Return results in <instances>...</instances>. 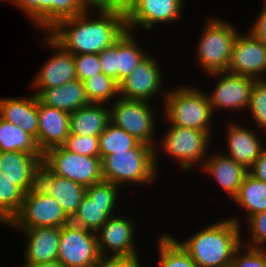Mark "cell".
<instances>
[{
	"mask_svg": "<svg viewBox=\"0 0 266 267\" xmlns=\"http://www.w3.org/2000/svg\"><path fill=\"white\" fill-rule=\"evenodd\" d=\"M229 22L210 19L196 47L198 60L207 74L227 71L238 32Z\"/></svg>",
	"mask_w": 266,
	"mask_h": 267,
	"instance_id": "5b68a950",
	"label": "cell"
},
{
	"mask_svg": "<svg viewBox=\"0 0 266 267\" xmlns=\"http://www.w3.org/2000/svg\"><path fill=\"white\" fill-rule=\"evenodd\" d=\"M184 0H138L125 15L126 29L134 27L151 29L157 23H170L179 20Z\"/></svg>",
	"mask_w": 266,
	"mask_h": 267,
	"instance_id": "2e32d148",
	"label": "cell"
},
{
	"mask_svg": "<svg viewBox=\"0 0 266 267\" xmlns=\"http://www.w3.org/2000/svg\"><path fill=\"white\" fill-rule=\"evenodd\" d=\"M164 95V115L171 125L210 131L213 111L207 94L196 87H177Z\"/></svg>",
	"mask_w": 266,
	"mask_h": 267,
	"instance_id": "277c9868",
	"label": "cell"
},
{
	"mask_svg": "<svg viewBox=\"0 0 266 267\" xmlns=\"http://www.w3.org/2000/svg\"><path fill=\"white\" fill-rule=\"evenodd\" d=\"M25 193L0 172V223L7 226L19 212Z\"/></svg>",
	"mask_w": 266,
	"mask_h": 267,
	"instance_id": "1f68e13d",
	"label": "cell"
},
{
	"mask_svg": "<svg viewBox=\"0 0 266 267\" xmlns=\"http://www.w3.org/2000/svg\"><path fill=\"white\" fill-rule=\"evenodd\" d=\"M245 250L246 252L240 255V251ZM232 265L234 267H266V248H254L245 246V243L242 244L236 249Z\"/></svg>",
	"mask_w": 266,
	"mask_h": 267,
	"instance_id": "8d00e7d4",
	"label": "cell"
},
{
	"mask_svg": "<svg viewBox=\"0 0 266 267\" xmlns=\"http://www.w3.org/2000/svg\"><path fill=\"white\" fill-rule=\"evenodd\" d=\"M100 158L121 151H129L135 148L140 141L128 134L124 129L116 126L111 121L106 129L99 135Z\"/></svg>",
	"mask_w": 266,
	"mask_h": 267,
	"instance_id": "f546056e",
	"label": "cell"
},
{
	"mask_svg": "<svg viewBox=\"0 0 266 267\" xmlns=\"http://www.w3.org/2000/svg\"><path fill=\"white\" fill-rule=\"evenodd\" d=\"M248 173L254 178L266 182V148L248 169Z\"/></svg>",
	"mask_w": 266,
	"mask_h": 267,
	"instance_id": "7bdbcfd3",
	"label": "cell"
},
{
	"mask_svg": "<svg viewBox=\"0 0 266 267\" xmlns=\"http://www.w3.org/2000/svg\"><path fill=\"white\" fill-rule=\"evenodd\" d=\"M34 94L40 103L68 113H73L91 104L87 98L83 82L78 79L59 87L37 89Z\"/></svg>",
	"mask_w": 266,
	"mask_h": 267,
	"instance_id": "cb8c5ba5",
	"label": "cell"
},
{
	"mask_svg": "<svg viewBox=\"0 0 266 267\" xmlns=\"http://www.w3.org/2000/svg\"><path fill=\"white\" fill-rule=\"evenodd\" d=\"M266 71V44L254 37L249 31L246 35H237L227 72L245 75L255 80Z\"/></svg>",
	"mask_w": 266,
	"mask_h": 267,
	"instance_id": "5bb4252c",
	"label": "cell"
},
{
	"mask_svg": "<svg viewBox=\"0 0 266 267\" xmlns=\"http://www.w3.org/2000/svg\"><path fill=\"white\" fill-rule=\"evenodd\" d=\"M53 2L56 0H15L14 5L47 33L53 28Z\"/></svg>",
	"mask_w": 266,
	"mask_h": 267,
	"instance_id": "836d02e7",
	"label": "cell"
},
{
	"mask_svg": "<svg viewBox=\"0 0 266 267\" xmlns=\"http://www.w3.org/2000/svg\"><path fill=\"white\" fill-rule=\"evenodd\" d=\"M104 105L91 103L70 113V134L99 136L111 121L110 108Z\"/></svg>",
	"mask_w": 266,
	"mask_h": 267,
	"instance_id": "484cf974",
	"label": "cell"
},
{
	"mask_svg": "<svg viewBox=\"0 0 266 267\" xmlns=\"http://www.w3.org/2000/svg\"><path fill=\"white\" fill-rule=\"evenodd\" d=\"M266 1V0H265ZM249 32L266 44V2L261 14L257 18L255 24L251 26Z\"/></svg>",
	"mask_w": 266,
	"mask_h": 267,
	"instance_id": "ee69618b",
	"label": "cell"
},
{
	"mask_svg": "<svg viewBox=\"0 0 266 267\" xmlns=\"http://www.w3.org/2000/svg\"><path fill=\"white\" fill-rule=\"evenodd\" d=\"M90 103L106 104L111 98L119 97V84L102 72L83 81Z\"/></svg>",
	"mask_w": 266,
	"mask_h": 267,
	"instance_id": "d6a6232c",
	"label": "cell"
},
{
	"mask_svg": "<svg viewBox=\"0 0 266 267\" xmlns=\"http://www.w3.org/2000/svg\"><path fill=\"white\" fill-rule=\"evenodd\" d=\"M155 148L140 142L129 151L115 152L102 159L103 180L122 184L151 183L156 177Z\"/></svg>",
	"mask_w": 266,
	"mask_h": 267,
	"instance_id": "3957f363",
	"label": "cell"
},
{
	"mask_svg": "<svg viewBox=\"0 0 266 267\" xmlns=\"http://www.w3.org/2000/svg\"><path fill=\"white\" fill-rule=\"evenodd\" d=\"M162 141V148L178 161L182 170L188 171L194 163H204L212 132L171 125ZM207 150V151H206ZM205 158V159H204ZM202 161V162H200Z\"/></svg>",
	"mask_w": 266,
	"mask_h": 267,
	"instance_id": "30bf717a",
	"label": "cell"
},
{
	"mask_svg": "<svg viewBox=\"0 0 266 267\" xmlns=\"http://www.w3.org/2000/svg\"><path fill=\"white\" fill-rule=\"evenodd\" d=\"M158 239L159 267H198L174 237L163 234Z\"/></svg>",
	"mask_w": 266,
	"mask_h": 267,
	"instance_id": "4dcf8cb0",
	"label": "cell"
},
{
	"mask_svg": "<svg viewBox=\"0 0 266 267\" xmlns=\"http://www.w3.org/2000/svg\"><path fill=\"white\" fill-rule=\"evenodd\" d=\"M81 0H56L53 2V27L65 18L86 12Z\"/></svg>",
	"mask_w": 266,
	"mask_h": 267,
	"instance_id": "ab89813d",
	"label": "cell"
},
{
	"mask_svg": "<svg viewBox=\"0 0 266 267\" xmlns=\"http://www.w3.org/2000/svg\"><path fill=\"white\" fill-rule=\"evenodd\" d=\"M70 222L59 202L37 185L24 195L19 212L7 225L15 229L61 228Z\"/></svg>",
	"mask_w": 266,
	"mask_h": 267,
	"instance_id": "8992f818",
	"label": "cell"
},
{
	"mask_svg": "<svg viewBox=\"0 0 266 267\" xmlns=\"http://www.w3.org/2000/svg\"><path fill=\"white\" fill-rule=\"evenodd\" d=\"M101 259L96 232L71 222L60 228L57 260L65 267H93Z\"/></svg>",
	"mask_w": 266,
	"mask_h": 267,
	"instance_id": "8fae6325",
	"label": "cell"
},
{
	"mask_svg": "<svg viewBox=\"0 0 266 267\" xmlns=\"http://www.w3.org/2000/svg\"><path fill=\"white\" fill-rule=\"evenodd\" d=\"M73 57L77 79L81 82L102 72L99 54H78Z\"/></svg>",
	"mask_w": 266,
	"mask_h": 267,
	"instance_id": "74e56055",
	"label": "cell"
},
{
	"mask_svg": "<svg viewBox=\"0 0 266 267\" xmlns=\"http://www.w3.org/2000/svg\"><path fill=\"white\" fill-rule=\"evenodd\" d=\"M209 157L202 164V170L216 179L217 183L233 199L238 193L239 187L245 175L248 173V169L221 152Z\"/></svg>",
	"mask_w": 266,
	"mask_h": 267,
	"instance_id": "603a6c76",
	"label": "cell"
},
{
	"mask_svg": "<svg viewBox=\"0 0 266 267\" xmlns=\"http://www.w3.org/2000/svg\"><path fill=\"white\" fill-rule=\"evenodd\" d=\"M120 186L102 180L86 188L81 204L71 223L93 232H97L108 217L114 216ZM113 213V214H112Z\"/></svg>",
	"mask_w": 266,
	"mask_h": 267,
	"instance_id": "9c48e42d",
	"label": "cell"
},
{
	"mask_svg": "<svg viewBox=\"0 0 266 267\" xmlns=\"http://www.w3.org/2000/svg\"><path fill=\"white\" fill-rule=\"evenodd\" d=\"M22 230L27 244L24 252L25 264L52 262L58 258L60 228L37 227Z\"/></svg>",
	"mask_w": 266,
	"mask_h": 267,
	"instance_id": "44dd1931",
	"label": "cell"
},
{
	"mask_svg": "<svg viewBox=\"0 0 266 267\" xmlns=\"http://www.w3.org/2000/svg\"><path fill=\"white\" fill-rule=\"evenodd\" d=\"M4 1V0H3ZM6 1V0H5ZM9 2H12V4L15 2V0H7Z\"/></svg>",
	"mask_w": 266,
	"mask_h": 267,
	"instance_id": "c3c4849f",
	"label": "cell"
},
{
	"mask_svg": "<svg viewBox=\"0 0 266 267\" xmlns=\"http://www.w3.org/2000/svg\"><path fill=\"white\" fill-rule=\"evenodd\" d=\"M42 158V153L0 151V172L26 194L38 185Z\"/></svg>",
	"mask_w": 266,
	"mask_h": 267,
	"instance_id": "e0dca14e",
	"label": "cell"
},
{
	"mask_svg": "<svg viewBox=\"0 0 266 267\" xmlns=\"http://www.w3.org/2000/svg\"><path fill=\"white\" fill-rule=\"evenodd\" d=\"M37 146L42 154L63 146L70 134V113L42 104L38 100Z\"/></svg>",
	"mask_w": 266,
	"mask_h": 267,
	"instance_id": "d6986e66",
	"label": "cell"
},
{
	"mask_svg": "<svg viewBox=\"0 0 266 267\" xmlns=\"http://www.w3.org/2000/svg\"><path fill=\"white\" fill-rule=\"evenodd\" d=\"M27 98H0V118L20 126L37 143L38 98L33 93Z\"/></svg>",
	"mask_w": 266,
	"mask_h": 267,
	"instance_id": "7402d4cb",
	"label": "cell"
},
{
	"mask_svg": "<svg viewBox=\"0 0 266 267\" xmlns=\"http://www.w3.org/2000/svg\"><path fill=\"white\" fill-rule=\"evenodd\" d=\"M134 220L124 216H111L96 232L99 252L102 258L139 257L134 241ZM100 236V237H98ZM108 249V250H107ZM107 250V251H106ZM109 251L112 255H109ZM108 253V254H107Z\"/></svg>",
	"mask_w": 266,
	"mask_h": 267,
	"instance_id": "7c38bea8",
	"label": "cell"
},
{
	"mask_svg": "<svg viewBox=\"0 0 266 267\" xmlns=\"http://www.w3.org/2000/svg\"><path fill=\"white\" fill-rule=\"evenodd\" d=\"M63 146L67 150L82 156L100 157L99 136L69 134Z\"/></svg>",
	"mask_w": 266,
	"mask_h": 267,
	"instance_id": "d590c367",
	"label": "cell"
},
{
	"mask_svg": "<svg viewBox=\"0 0 266 267\" xmlns=\"http://www.w3.org/2000/svg\"><path fill=\"white\" fill-rule=\"evenodd\" d=\"M93 267H141L139 257L136 258H102Z\"/></svg>",
	"mask_w": 266,
	"mask_h": 267,
	"instance_id": "b9f144b4",
	"label": "cell"
},
{
	"mask_svg": "<svg viewBox=\"0 0 266 267\" xmlns=\"http://www.w3.org/2000/svg\"><path fill=\"white\" fill-rule=\"evenodd\" d=\"M256 122V126L266 130V80H255L247 108Z\"/></svg>",
	"mask_w": 266,
	"mask_h": 267,
	"instance_id": "e575fe53",
	"label": "cell"
},
{
	"mask_svg": "<svg viewBox=\"0 0 266 267\" xmlns=\"http://www.w3.org/2000/svg\"><path fill=\"white\" fill-rule=\"evenodd\" d=\"M235 217L215 222L183 242L177 241L198 267L232 265L236 249L242 244L241 225Z\"/></svg>",
	"mask_w": 266,
	"mask_h": 267,
	"instance_id": "7a4b0ae2",
	"label": "cell"
},
{
	"mask_svg": "<svg viewBox=\"0 0 266 267\" xmlns=\"http://www.w3.org/2000/svg\"><path fill=\"white\" fill-rule=\"evenodd\" d=\"M148 55L124 80L119 83V97L149 101L161 92L162 72L156 60Z\"/></svg>",
	"mask_w": 266,
	"mask_h": 267,
	"instance_id": "9a60e30c",
	"label": "cell"
},
{
	"mask_svg": "<svg viewBox=\"0 0 266 267\" xmlns=\"http://www.w3.org/2000/svg\"><path fill=\"white\" fill-rule=\"evenodd\" d=\"M22 267H65L60 261L55 260L52 262H46L41 264L23 265Z\"/></svg>",
	"mask_w": 266,
	"mask_h": 267,
	"instance_id": "7dc6e473",
	"label": "cell"
},
{
	"mask_svg": "<svg viewBox=\"0 0 266 267\" xmlns=\"http://www.w3.org/2000/svg\"><path fill=\"white\" fill-rule=\"evenodd\" d=\"M0 151H23L26 153H41L36 140L27 134L20 126L0 118Z\"/></svg>",
	"mask_w": 266,
	"mask_h": 267,
	"instance_id": "f1b7e54d",
	"label": "cell"
},
{
	"mask_svg": "<svg viewBox=\"0 0 266 267\" xmlns=\"http://www.w3.org/2000/svg\"><path fill=\"white\" fill-rule=\"evenodd\" d=\"M38 185L55 198L65 214L72 219L86 194V187L70 179L52 174L43 164Z\"/></svg>",
	"mask_w": 266,
	"mask_h": 267,
	"instance_id": "ffe728a7",
	"label": "cell"
},
{
	"mask_svg": "<svg viewBox=\"0 0 266 267\" xmlns=\"http://www.w3.org/2000/svg\"><path fill=\"white\" fill-rule=\"evenodd\" d=\"M110 119L113 124L124 129L128 134L138 141L146 143L155 148V165L157 169V155L154 131L155 109L151 108L149 102L145 100H129L117 98L110 104Z\"/></svg>",
	"mask_w": 266,
	"mask_h": 267,
	"instance_id": "ba28073f",
	"label": "cell"
},
{
	"mask_svg": "<svg viewBox=\"0 0 266 267\" xmlns=\"http://www.w3.org/2000/svg\"><path fill=\"white\" fill-rule=\"evenodd\" d=\"M97 12L99 18L94 20L89 18V10L78 16L60 20L47 33L65 51L73 55L99 54L124 33L126 19L125 14L119 11Z\"/></svg>",
	"mask_w": 266,
	"mask_h": 267,
	"instance_id": "6da1fadb",
	"label": "cell"
},
{
	"mask_svg": "<svg viewBox=\"0 0 266 267\" xmlns=\"http://www.w3.org/2000/svg\"><path fill=\"white\" fill-rule=\"evenodd\" d=\"M45 44L57 50V52L45 62L41 70L33 80V85L37 89H48L62 86L77 79L74 57L72 53L65 51L47 33Z\"/></svg>",
	"mask_w": 266,
	"mask_h": 267,
	"instance_id": "ac0fdd59",
	"label": "cell"
},
{
	"mask_svg": "<svg viewBox=\"0 0 266 267\" xmlns=\"http://www.w3.org/2000/svg\"><path fill=\"white\" fill-rule=\"evenodd\" d=\"M102 73L117 82V40L99 53Z\"/></svg>",
	"mask_w": 266,
	"mask_h": 267,
	"instance_id": "60d3db41",
	"label": "cell"
},
{
	"mask_svg": "<svg viewBox=\"0 0 266 267\" xmlns=\"http://www.w3.org/2000/svg\"><path fill=\"white\" fill-rule=\"evenodd\" d=\"M42 164L54 175L75 181L86 188L101 182L102 159L82 156L58 146L43 154Z\"/></svg>",
	"mask_w": 266,
	"mask_h": 267,
	"instance_id": "52a82bcc",
	"label": "cell"
},
{
	"mask_svg": "<svg viewBox=\"0 0 266 267\" xmlns=\"http://www.w3.org/2000/svg\"><path fill=\"white\" fill-rule=\"evenodd\" d=\"M247 221L251 241L247 240L245 246L263 248L266 243V211L251 216Z\"/></svg>",
	"mask_w": 266,
	"mask_h": 267,
	"instance_id": "f35d334b",
	"label": "cell"
},
{
	"mask_svg": "<svg viewBox=\"0 0 266 267\" xmlns=\"http://www.w3.org/2000/svg\"><path fill=\"white\" fill-rule=\"evenodd\" d=\"M132 31L125 30L117 39V83L119 84L138 66L149 54L138 46Z\"/></svg>",
	"mask_w": 266,
	"mask_h": 267,
	"instance_id": "83f0119b",
	"label": "cell"
},
{
	"mask_svg": "<svg viewBox=\"0 0 266 267\" xmlns=\"http://www.w3.org/2000/svg\"><path fill=\"white\" fill-rule=\"evenodd\" d=\"M209 75L215 77L222 75L212 94L207 95L213 113L220 108L225 110L228 108L231 111L243 110L249 107L251 89L255 82L254 78L232 74L227 71L215 72Z\"/></svg>",
	"mask_w": 266,
	"mask_h": 267,
	"instance_id": "4fadbf2b",
	"label": "cell"
},
{
	"mask_svg": "<svg viewBox=\"0 0 266 267\" xmlns=\"http://www.w3.org/2000/svg\"><path fill=\"white\" fill-rule=\"evenodd\" d=\"M81 2L87 11L88 8H94V6L98 11L111 10V0H81Z\"/></svg>",
	"mask_w": 266,
	"mask_h": 267,
	"instance_id": "bcb514c9",
	"label": "cell"
},
{
	"mask_svg": "<svg viewBox=\"0 0 266 267\" xmlns=\"http://www.w3.org/2000/svg\"><path fill=\"white\" fill-rule=\"evenodd\" d=\"M252 131L239 124L231 123L228 126L226 135L229 152L226 156L233 158L246 169H249L253 165L254 161L264 150L259 137Z\"/></svg>",
	"mask_w": 266,
	"mask_h": 267,
	"instance_id": "d4e9b609",
	"label": "cell"
},
{
	"mask_svg": "<svg viewBox=\"0 0 266 267\" xmlns=\"http://www.w3.org/2000/svg\"><path fill=\"white\" fill-rule=\"evenodd\" d=\"M233 201L246 211L247 220L255 214L266 211V182L247 173Z\"/></svg>",
	"mask_w": 266,
	"mask_h": 267,
	"instance_id": "4316f807",
	"label": "cell"
},
{
	"mask_svg": "<svg viewBox=\"0 0 266 267\" xmlns=\"http://www.w3.org/2000/svg\"><path fill=\"white\" fill-rule=\"evenodd\" d=\"M137 1L138 0H111V10L119 11L126 15Z\"/></svg>",
	"mask_w": 266,
	"mask_h": 267,
	"instance_id": "f6af8a7d",
	"label": "cell"
}]
</instances>
